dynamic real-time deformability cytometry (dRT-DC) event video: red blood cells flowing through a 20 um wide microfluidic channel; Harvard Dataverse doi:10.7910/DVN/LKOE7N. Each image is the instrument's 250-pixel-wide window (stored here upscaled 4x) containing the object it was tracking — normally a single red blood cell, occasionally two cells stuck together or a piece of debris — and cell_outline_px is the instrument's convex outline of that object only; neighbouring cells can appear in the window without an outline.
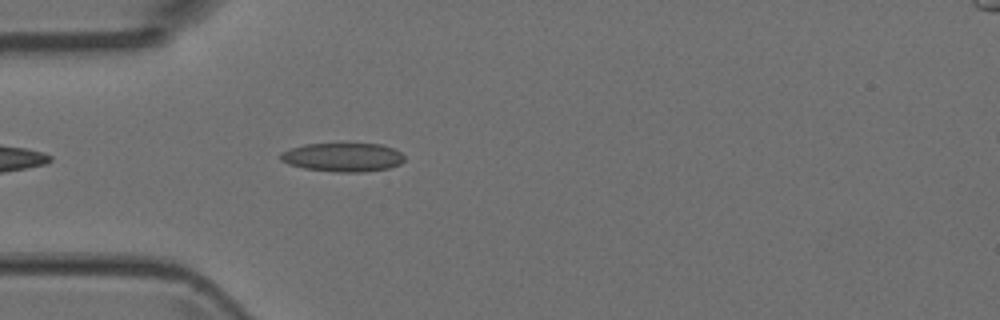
{"species": "Egyptian fruit bat (a non-hibernating species)", "species_latin": "Rousettus aegyptiacus", "temperature_condition": "room temperature", "stored_images_in_passage": 4, "camera_frame_rate_fps": 3000, "um_per_image_px": 0.085, "animal": {"sex": "female"}, "frame": {"image": 1, "passage_image": 4, "time_ms": 1.0, "image_size_px": [1000, 320], "cell_outline_px": [[404, 160], [400, 164], [388, 168], [364, 172], [336, 172], [304, 168], [288, 164], [280, 160], [280, 152], [304, 144], [380, 144], [392, 148], [400, 152], [404, 156]], "centroid_in_image_um": [29.13, 13.37], "position_along_channel_um": 55.9, "area_um2": 20.69}}